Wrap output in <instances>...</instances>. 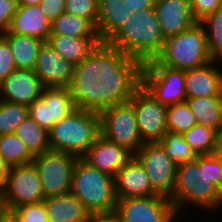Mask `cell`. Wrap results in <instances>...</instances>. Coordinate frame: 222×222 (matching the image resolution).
Segmentation results:
<instances>
[{
	"label": "cell",
	"instance_id": "29",
	"mask_svg": "<svg viewBox=\"0 0 222 222\" xmlns=\"http://www.w3.org/2000/svg\"><path fill=\"white\" fill-rule=\"evenodd\" d=\"M200 24L205 31L210 57L222 61V6L202 19Z\"/></svg>",
	"mask_w": 222,
	"mask_h": 222
},
{
	"label": "cell",
	"instance_id": "19",
	"mask_svg": "<svg viewBox=\"0 0 222 222\" xmlns=\"http://www.w3.org/2000/svg\"><path fill=\"white\" fill-rule=\"evenodd\" d=\"M114 186L117 199L157 195L151 187L143 165L135 156L117 172Z\"/></svg>",
	"mask_w": 222,
	"mask_h": 222
},
{
	"label": "cell",
	"instance_id": "41",
	"mask_svg": "<svg viewBox=\"0 0 222 222\" xmlns=\"http://www.w3.org/2000/svg\"><path fill=\"white\" fill-rule=\"evenodd\" d=\"M85 222H121L119 214L113 210L110 212L90 213Z\"/></svg>",
	"mask_w": 222,
	"mask_h": 222
},
{
	"label": "cell",
	"instance_id": "4",
	"mask_svg": "<svg viewBox=\"0 0 222 222\" xmlns=\"http://www.w3.org/2000/svg\"><path fill=\"white\" fill-rule=\"evenodd\" d=\"M50 149L82 158L101 135L100 115L76 108L65 118L55 122L48 131Z\"/></svg>",
	"mask_w": 222,
	"mask_h": 222
},
{
	"label": "cell",
	"instance_id": "2",
	"mask_svg": "<svg viewBox=\"0 0 222 222\" xmlns=\"http://www.w3.org/2000/svg\"><path fill=\"white\" fill-rule=\"evenodd\" d=\"M220 172L221 158L214 154L197 155L195 160L177 165L173 193L169 198L176 214L180 216L190 204L200 212L207 211V215L209 211L222 210Z\"/></svg>",
	"mask_w": 222,
	"mask_h": 222
},
{
	"label": "cell",
	"instance_id": "10",
	"mask_svg": "<svg viewBox=\"0 0 222 222\" xmlns=\"http://www.w3.org/2000/svg\"><path fill=\"white\" fill-rule=\"evenodd\" d=\"M0 197L10 210L44 200L41 179L33 162L10 168Z\"/></svg>",
	"mask_w": 222,
	"mask_h": 222
},
{
	"label": "cell",
	"instance_id": "43",
	"mask_svg": "<svg viewBox=\"0 0 222 222\" xmlns=\"http://www.w3.org/2000/svg\"><path fill=\"white\" fill-rule=\"evenodd\" d=\"M9 164L0 155V190L3 188L5 181L7 179L8 172L10 170Z\"/></svg>",
	"mask_w": 222,
	"mask_h": 222
},
{
	"label": "cell",
	"instance_id": "31",
	"mask_svg": "<svg viewBox=\"0 0 222 222\" xmlns=\"http://www.w3.org/2000/svg\"><path fill=\"white\" fill-rule=\"evenodd\" d=\"M216 129L196 124L183 137L196 155H211L215 150Z\"/></svg>",
	"mask_w": 222,
	"mask_h": 222
},
{
	"label": "cell",
	"instance_id": "25",
	"mask_svg": "<svg viewBox=\"0 0 222 222\" xmlns=\"http://www.w3.org/2000/svg\"><path fill=\"white\" fill-rule=\"evenodd\" d=\"M8 41L16 69L33 70L36 64L41 39L14 33H1Z\"/></svg>",
	"mask_w": 222,
	"mask_h": 222
},
{
	"label": "cell",
	"instance_id": "11",
	"mask_svg": "<svg viewBox=\"0 0 222 222\" xmlns=\"http://www.w3.org/2000/svg\"><path fill=\"white\" fill-rule=\"evenodd\" d=\"M143 165L153 191L170 198L175 184L176 164L160 142H148L134 154Z\"/></svg>",
	"mask_w": 222,
	"mask_h": 222
},
{
	"label": "cell",
	"instance_id": "27",
	"mask_svg": "<svg viewBox=\"0 0 222 222\" xmlns=\"http://www.w3.org/2000/svg\"><path fill=\"white\" fill-rule=\"evenodd\" d=\"M15 134L34 156L51 150L48 131L41 128L29 115L18 126Z\"/></svg>",
	"mask_w": 222,
	"mask_h": 222
},
{
	"label": "cell",
	"instance_id": "20",
	"mask_svg": "<svg viewBox=\"0 0 222 222\" xmlns=\"http://www.w3.org/2000/svg\"><path fill=\"white\" fill-rule=\"evenodd\" d=\"M221 92L222 61L213 60L201 67L185 71V93L187 99L218 96Z\"/></svg>",
	"mask_w": 222,
	"mask_h": 222
},
{
	"label": "cell",
	"instance_id": "45",
	"mask_svg": "<svg viewBox=\"0 0 222 222\" xmlns=\"http://www.w3.org/2000/svg\"><path fill=\"white\" fill-rule=\"evenodd\" d=\"M213 154L218 158H222V126L216 131L215 150Z\"/></svg>",
	"mask_w": 222,
	"mask_h": 222
},
{
	"label": "cell",
	"instance_id": "24",
	"mask_svg": "<svg viewBox=\"0 0 222 222\" xmlns=\"http://www.w3.org/2000/svg\"><path fill=\"white\" fill-rule=\"evenodd\" d=\"M47 42L74 66L86 58L102 41L99 37H75L50 34Z\"/></svg>",
	"mask_w": 222,
	"mask_h": 222
},
{
	"label": "cell",
	"instance_id": "1",
	"mask_svg": "<svg viewBox=\"0 0 222 222\" xmlns=\"http://www.w3.org/2000/svg\"><path fill=\"white\" fill-rule=\"evenodd\" d=\"M143 64L101 42L74 66L68 87L76 108L102 112L133 97L141 85Z\"/></svg>",
	"mask_w": 222,
	"mask_h": 222
},
{
	"label": "cell",
	"instance_id": "23",
	"mask_svg": "<svg viewBox=\"0 0 222 222\" xmlns=\"http://www.w3.org/2000/svg\"><path fill=\"white\" fill-rule=\"evenodd\" d=\"M48 222H85L90 214L71 193L44 199Z\"/></svg>",
	"mask_w": 222,
	"mask_h": 222
},
{
	"label": "cell",
	"instance_id": "22",
	"mask_svg": "<svg viewBox=\"0 0 222 222\" xmlns=\"http://www.w3.org/2000/svg\"><path fill=\"white\" fill-rule=\"evenodd\" d=\"M96 32L106 42L133 14L123 0H99Z\"/></svg>",
	"mask_w": 222,
	"mask_h": 222
},
{
	"label": "cell",
	"instance_id": "13",
	"mask_svg": "<svg viewBox=\"0 0 222 222\" xmlns=\"http://www.w3.org/2000/svg\"><path fill=\"white\" fill-rule=\"evenodd\" d=\"M129 101L133 104L143 143L160 142L168 132L166 106L159 103L142 84Z\"/></svg>",
	"mask_w": 222,
	"mask_h": 222
},
{
	"label": "cell",
	"instance_id": "15",
	"mask_svg": "<svg viewBox=\"0 0 222 222\" xmlns=\"http://www.w3.org/2000/svg\"><path fill=\"white\" fill-rule=\"evenodd\" d=\"M73 68L74 65L66 61L48 42H43L33 71L43 87L68 88Z\"/></svg>",
	"mask_w": 222,
	"mask_h": 222
},
{
	"label": "cell",
	"instance_id": "9",
	"mask_svg": "<svg viewBox=\"0 0 222 222\" xmlns=\"http://www.w3.org/2000/svg\"><path fill=\"white\" fill-rule=\"evenodd\" d=\"M78 157L49 150L34 156L44 199L70 193L74 165Z\"/></svg>",
	"mask_w": 222,
	"mask_h": 222
},
{
	"label": "cell",
	"instance_id": "12",
	"mask_svg": "<svg viewBox=\"0 0 222 222\" xmlns=\"http://www.w3.org/2000/svg\"><path fill=\"white\" fill-rule=\"evenodd\" d=\"M121 222H176L178 215L169 198L153 195L117 199Z\"/></svg>",
	"mask_w": 222,
	"mask_h": 222
},
{
	"label": "cell",
	"instance_id": "48",
	"mask_svg": "<svg viewBox=\"0 0 222 222\" xmlns=\"http://www.w3.org/2000/svg\"><path fill=\"white\" fill-rule=\"evenodd\" d=\"M5 209H6V205L0 197V217H1L2 213L5 211Z\"/></svg>",
	"mask_w": 222,
	"mask_h": 222
},
{
	"label": "cell",
	"instance_id": "7",
	"mask_svg": "<svg viewBox=\"0 0 222 222\" xmlns=\"http://www.w3.org/2000/svg\"><path fill=\"white\" fill-rule=\"evenodd\" d=\"M99 115L100 131L105 139L125 147L133 155L144 145L130 101L110 106Z\"/></svg>",
	"mask_w": 222,
	"mask_h": 222
},
{
	"label": "cell",
	"instance_id": "14",
	"mask_svg": "<svg viewBox=\"0 0 222 222\" xmlns=\"http://www.w3.org/2000/svg\"><path fill=\"white\" fill-rule=\"evenodd\" d=\"M76 109L68 88L44 87L40 98L28 106V115L49 131L55 122Z\"/></svg>",
	"mask_w": 222,
	"mask_h": 222
},
{
	"label": "cell",
	"instance_id": "36",
	"mask_svg": "<svg viewBox=\"0 0 222 222\" xmlns=\"http://www.w3.org/2000/svg\"><path fill=\"white\" fill-rule=\"evenodd\" d=\"M13 211L19 216L20 222H48L44 200L21 205L13 209Z\"/></svg>",
	"mask_w": 222,
	"mask_h": 222
},
{
	"label": "cell",
	"instance_id": "21",
	"mask_svg": "<svg viewBox=\"0 0 222 222\" xmlns=\"http://www.w3.org/2000/svg\"><path fill=\"white\" fill-rule=\"evenodd\" d=\"M3 33L32 36L47 42L51 34V22L38 5H18L8 30Z\"/></svg>",
	"mask_w": 222,
	"mask_h": 222
},
{
	"label": "cell",
	"instance_id": "32",
	"mask_svg": "<svg viewBox=\"0 0 222 222\" xmlns=\"http://www.w3.org/2000/svg\"><path fill=\"white\" fill-rule=\"evenodd\" d=\"M166 154L176 164L187 163L196 159L197 155L183 137V133L167 132L161 139Z\"/></svg>",
	"mask_w": 222,
	"mask_h": 222
},
{
	"label": "cell",
	"instance_id": "8",
	"mask_svg": "<svg viewBox=\"0 0 222 222\" xmlns=\"http://www.w3.org/2000/svg\"><path fill=\"white\" fill-rule=\"evenodd\" d=\"M141 84L162 105L185 102V71L160 65L155 59L144 63Z\"/></svg>",
	"mask_w": 222,
	"mask_h": 222
},
{
	"label": "cell",
	"instance_id": "3",
	"mask_svg": "<svg viewBox=\"0 0 222 222\" xmlns=\"http://www.w3.org/2000/svg\"><path fill=\"white\" fill-rule=\"evenodd\" d=\"M164 41L154 9L147 8L124 21L106 43L144 64L155 59Z\"/></svg>",
	"mask_w": 222,
	"mask_h": 222
},
{
	"label": "cell",
	"instance_id": "39",
	"mask_svg": "<svg viewBox=\"0 0 222 222\" xmlns=\"http://www.w3.org/2000/svg\"><path fill=\"white\" fill-rule=\"evenodd\" d=\"M17 6L16 0H0V33L8 30Z\"/></svg>",
	"mask_w": 222,
	"mask_h": 222
},
{
	"label": "cell",
	"instance_id": "47",
	"mask_svg": "<svg viewBox=\"0 0 222 222\" xmlns=\"http://www.w3.org/2000/svg\"><path fill=\"white\" fill-rule=\"evenodd\" d=\"M219 194H220V196L222 198V158H221V172H220Z\"/></svg>",
	"mask_w": 222,
	"mask_h": 222
},
{
	"label": "cell",
	"instance_id": "6",
	"mask_svg": "<svg viewBox=\"0 0 222 222\" xmlns=\"http://www.w3.org/2000/svg\"><path fill=\"white\" fill-rule=\"evenodd\" d=\"M155 60L160 65L183 71L213 61L208 53L205 31L200 22L178 35L165 38L162 50Z\"/></svg>",
	"mask_w": 222,
	"mask_h": 222
},
{
	"label": "cell",
	"instance_id": "46",
	"mask_svg": "<svg viewBox=\"0 0 222 222\" xmlns=\"http://www.w3.org/2000/svg\"><path fill=\"white\" fill-rule=\"evenodd\" d=\"M17 5H39L42 0H16Z\"/></svg>",
	"mask_w": 222,
	"mask_h": 222
},
{
	"label": "cell",
	"instance_id": "16",
	"mask_svg": "<svg viewBox=\"0 0 222 222\" xmlns=\"http://www.w3.org/2000/svg\"><path fill=\"white\" fill-rule=\"evenodd\" d=\"M153 9L165 38L178 35L197 23L190 0H155Z\"/></svg>",
	"mask_w": 222,
	"mask_h": 222
},
{
	"label": "cell",
	"instance_id": "17",
	"mask_svg": "<svg viewBox=\"0 0 222 222\" xmlns=\"http://www.w3.org/2000/svg\"><path fill=\"white\" fill-rule=\"evenodd\" d=\"M43 88L33 70L15 69L0 83V100L29 106Z\"/></svg>",
	"mask_w": 222,
	"mask_h": 222
},
{
	"label": "cell",
	"instance_id": "37",
	"mask_svg": "<svg viewBox=\"0 0 222 222\" xmlns=\"http://www.w3.org/2000/svg\"><path fill=\"white\" fill-rule=\"evenodd\" d=\"M16 69L7 39L0 33V83Z\"/></svg>",
	"mask_w": 222,
	"mask_h": 222
},
{
	"label": "cell",
	"instance_id": "30",
	"mask_svg": "<svg viewBox=\"0 0 222 222\" xmlns=\"http://www.w3.org/2000/svg\"><path fill=\"white\" fill-rule=\"evenodd\" d=\"M0 155L10 167L32 163L34 155L15 134L0 136Z\"/></svg>",
	"mask_w": 222,
	"mask_h": 222
},
{
	"label": "cell",
	"instance_id": "40",
	"mask_svg": "<svg viewBox=\"0 0 222 222\" xmlns=\"http://www.w3.org/2000/svg\"><path fill=\"white\" fill-rule=\"evenodd\" d=\"M65 0H42L39 7L45 17L52 23L59 15L64 13Z\"/></svg>",
	"mask_w": 222,
	"mask_h": 222
},
{
	"label": "cell",
	"instance_id": "28",
	"mask_svg": "<svg viewBox=\"0 0 222 222\" xmlns=\"http://www.w3.org/2000/svg\"><path fill=\"white\" fill-rule=\"evenodd\" d=\"M51 34H62L71 38L98 37L96 28L88 20L66 12L51 23Z\"/></svg>",
	"mask_w": 222,
	"mask_h": 222
},
{
	"label": "cell",
	"instance_id": "44",
	"mask_svg": "<svg viewBox=\"0 0 222 222\" xmlns=\"http://www.w3.org/2000/svg\"><path fill=\"white\" fill-rule=\"evenodd\" d=\"M0 222H20V218L13 210L5 209L0 217Z\"/></svg>",
	"mask_w": 222,
	"mask_h": 222
},
{
	"label": "cell",
	"instance_id": "34",
	"mask_svg": "<svg viewBox=\"0 0 222 222\" xmlns=\"http://www.w3.org/2000/svg\"><path fill=\"white\" fill-rule=\"evenodd\" d=\"M28 116V106L0 100V136L15 133Z\"/></svg>",
	"mask_w": 222,
	"mask_h": 222
},
{
	"label": "cell",
	"instance_id": "35",
	"mask_svg": "<svg viewBox=\"0 0 222 222\" xmlns=\"http://www.w3.org/2000/svg\"><path fill=\"white\" fill-rule=\"evenodd\" d=\"M98 3L99 0H65L64 11L88 20L96 28Z\"/></svg>",
	"mask_w": 222,
	"mask_h": 222
},
{
	"label": "cell",
	"instance_id": "38",
	"mask_svg": "<svg viewBox=\"0 0 222 222\" xmlns=\"http://www.w3.org/2000/svg\"><path fill=\"white\" fill-rule=\"evenodd\" d=\"M190 5L195 19L197 22H200L207 15L222 6V0H190Z\"/></svg>",
	"mask_w": 222,
	"mask_h": 222
},
{
	"label": "cell",
	"instance_id": "33",
	"mask_svg": "<svg viewBox=\"0 0 222 222\" xmlns=\"http://www.w3.org/2000/svg\"><path fill=\"white\" fill-rule=\"evenodd\" d=\"M168 132L184 133L196 125V120L187 102L166 106Z\"/></svg>",
	"mask_w": 222,
	"mask_h": 222
},
{
	"label": "cell",
	"instance_id": "5",
	"mask_svg": "<svg viewBox=\"0 0 222 222\" xmlns=\"http://www.w3.org/2000/svg\"><path fill=\"white\" fill-rule=\"evenodd\" d=\"M70 193L77 197L89 213L115 210L117 198L114 177L78 158L72 172Z\"/></svg>",
	"mask_w": 222,
	"mask_h": 222
},
{
	"label": "cell",
	"instance_id": "18",
	"mask_svg": "<svg viewBox=\"0 0 222 222\" xmlns=\"http://www.w3.org/2000/svg\"><path fill=\"white\" fill-rule=\"evenodd\" d=\"M132 156L134 155L125 147L100 135L82 158L94 168L115 177Z\"/></svg>",
	"mask_w": 222,
	"mask_h": 222
},
{
	"label": "cell",
	"instance_id": "26",
	"mask_svg": "<svg viewBox=\"0 0 222 222\" xmlns=\"http://www.w3.org/2000/svg\"><path fill=\"white\" fill-rule=\"evenodd\" d=\"M196 123L218 130L222 126V92L218 96L186 99Z\"/></svg>",
	"mask_w": 222,
	"mask_h": 222
},
{
	"label": "cell",
	"instance_id": "42",
	"mask_svg": "<svg viewBox=\"0 0 222 222\" xmlns=\"http://www.w3.org/2000/svg\"><path fill=\"white\" fill-rule=\"evenodd\" d=\"M127 6V9L134 14L137 11H141L147 8H153L155 0H123Z\"/></svg>",
	"mask_w": 222,
	"mask_h": 222
}]
</instances>
